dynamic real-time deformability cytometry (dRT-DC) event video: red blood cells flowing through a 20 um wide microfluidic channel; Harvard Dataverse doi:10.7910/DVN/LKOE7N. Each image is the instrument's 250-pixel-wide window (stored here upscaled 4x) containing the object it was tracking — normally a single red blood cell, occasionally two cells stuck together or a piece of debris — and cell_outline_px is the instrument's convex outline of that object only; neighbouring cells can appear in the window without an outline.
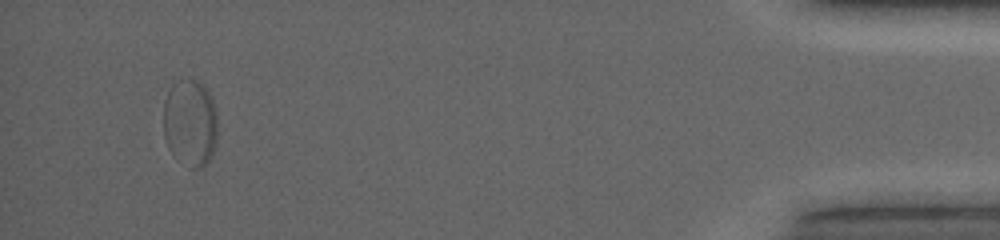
{"species": "common noctule bat (a hibernating species)", "species_latin": "Nyctalus noctula", "temperature_condition": "warm", "stored_images_in_passage": 36, "segment_of_instrument_passage": [2, 2], "camera_frame_rate_fps": 5000, "um_per_image_px": 0.085, "animal": {"sex": "female", "body_mass_g": 19.0, "forearm_length_mm": 53.3}, "frame": {"image": 1, "passage_image": 33, "time_ms": 14.8, "image_size_px": [1000, 240], "cell_outline_px": [[216, 140], [212, 156], [200, 168], [196, 168], [188, 84], [188, 80], [200, 80], [204, 84], [212, 96], [216, 112]], "centroid_in_image_um": [17.2, 10.33], "position_along_channel_um": 418.0, "area_um2": 12.95}}